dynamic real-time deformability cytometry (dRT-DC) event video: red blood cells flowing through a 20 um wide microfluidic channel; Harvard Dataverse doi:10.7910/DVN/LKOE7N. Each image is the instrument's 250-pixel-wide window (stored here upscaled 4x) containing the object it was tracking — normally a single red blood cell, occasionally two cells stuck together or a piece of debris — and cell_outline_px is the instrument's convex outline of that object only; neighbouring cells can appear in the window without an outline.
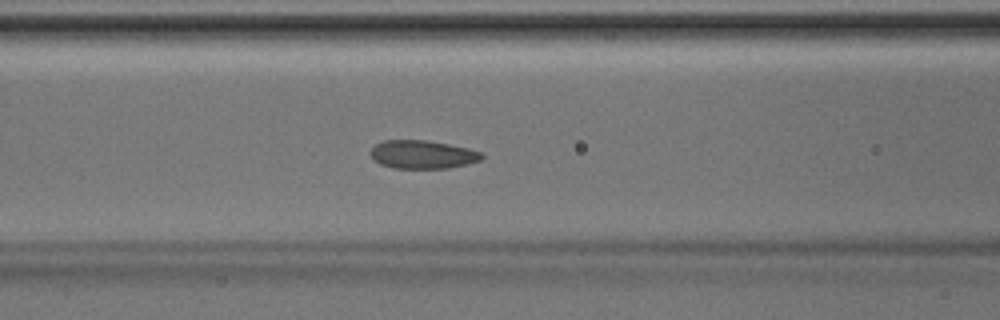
{"species": "Egyptian fruit bat (a non-hibernating species)", "species_latin": "Rousettus aegyptiacus", "temperature_condition": "room temperature", "stored_images_in_passage": 47, "segment_of_instrument_passage": [1, 2], "camera_frame_rate_fps": 3000, "um_per_image_px": 0.085, "animal": {"sex": "male"}, "frame": {"image": 1, "passage_image": 19, "time_ms": 6.0, "image_size_px": [1000, 320], "cell_outline_px": [[484, 156], [480, 160], [448, 168], [392, 168], [380, 164], [372, 156], [372, 148], [376, 144], [384, 140], [424, 140], [448, 144], [468, 148], [480, 152]], "centroid_in_image_um": [35.91, 13.13], "position_along_channel_um": 130.7, "area_um2": 18.03}}
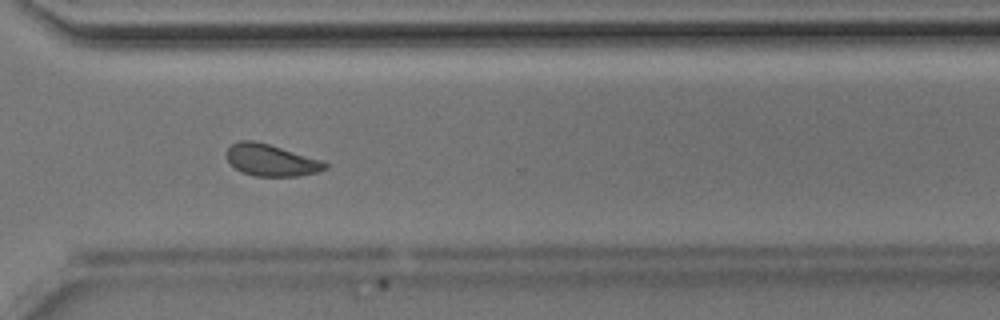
{"frame": {"image": 2, "passage_image": 34, "time_ms": 11.0, "image_size_px": [1000, 320], "cell_outline_px": [[328, 168], [320, 172], [300, 176], [256, 176], [244, 172], [236, 168], [228, 160], [224, 152], [232, 144], [240, 140], [256, 140], [324, 160], [328, 164]], "centroid_in_image_um": [23.1, 13.6], "position_along_channel_um": 347.5, "area_um2": 18.5}}
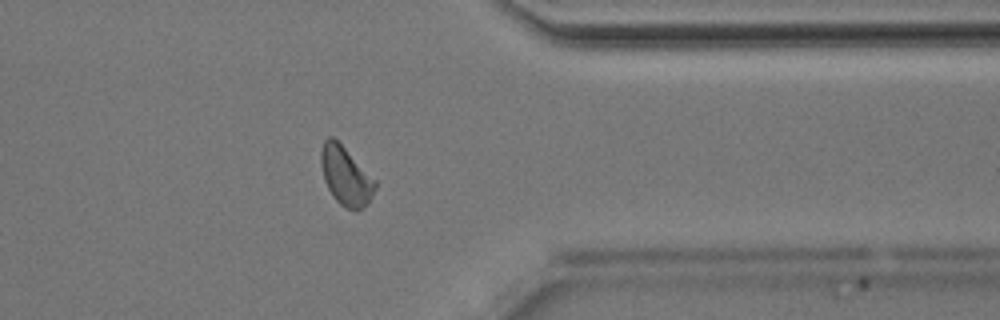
{"frame": {"image": 3, "passage_image": 37, "time_ms": 12.0, "image_size_px": [1000, 320], "cell_outline_px": [[376, 188], [368, 204], [364, 208], [356, 212], [344, 208], [332, 196], [324, 180], [320, 160], [320, 152], [324, 140], [328, 136], [332, 136], [376, 180]], "centroid_in_image_um": [29.39, 15.01], "position_along_channel_um": 382.0, "area_um2": 18.55}}